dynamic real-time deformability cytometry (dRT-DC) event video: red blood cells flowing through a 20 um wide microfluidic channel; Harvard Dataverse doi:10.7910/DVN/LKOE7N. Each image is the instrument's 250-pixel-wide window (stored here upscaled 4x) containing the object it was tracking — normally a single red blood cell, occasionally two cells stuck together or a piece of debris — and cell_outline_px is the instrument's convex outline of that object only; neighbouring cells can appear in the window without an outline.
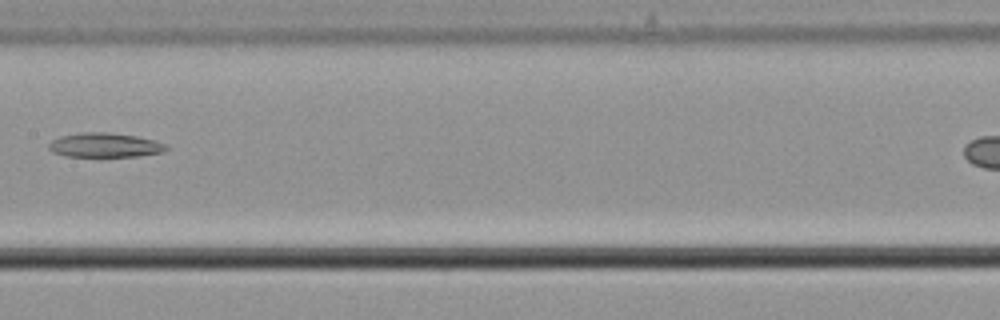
{"species": "common noctule bat (a hibernating species)", "species_latin": "Nyctalus noctula", "temperature_condition": "cold", "stored_images_in_passage": 8, "segment_of_instrument_passage": [1, 2], "camera_frame_rate_fps": 3000, "um_per_image_px": 0.085, "animal": {"sex": "male", "body_mass_g": 21.5, "forearm_length_mm": 52.0}, "frame": {"image": 1, "passage_image": 7, "time_ms": 2.0, "image_size_px": [1000, 320], "cell_outline_px": [[168, 148], [164, 152], [136, 156], [64, 156], [52, 152], [48, 148], [48, 144], [52, 140], [60, 136], [80, 132], [108, 132], [136, 136], [168, 144]], "centroid_in_image_um": [8.89, 12.33], "position_along_channel_um": 198.5, "area_um2": 16.7}}